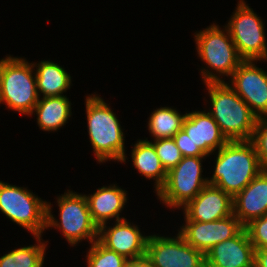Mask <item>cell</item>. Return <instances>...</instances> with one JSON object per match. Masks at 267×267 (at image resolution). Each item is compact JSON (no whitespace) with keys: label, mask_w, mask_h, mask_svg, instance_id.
Instances as JSON below:
<instances>
[{"label":"cell","mask_w":267,"mask_h":267,"mask_svg":"<svg viewBox=\"0 0 267 267\" xmlns=\"http://www.w3.org/2000/svg\"><path fill=\"white\" fill-rule=\"evenodd\" d=\"M208 88L211 107L209 114L214 118L228 141H248L253 136L257 116L250 107L224 80L213 71H201Z\"/></svg>","instance_id":"cell-1"},{"label":"cell","mask_w":267,"mask_h":267,"mask_svg":"<svg viewBox=\"0 0 267 267\" xmlns=\"http://www.w3.org/2000/svg\"><path fill=\"white\" fill-rule=\"evenodd\" d=\"M214 174L208 183L234 197L263 169L254 144L248 141H228L218 150Z\"/></svg>","instance_id":"cell-2"},{"label":"cell","mask_w":267,"mask_h":267,"mask_svg":"<svg viewBox=\"0 0 267 267\" xmlns=\"http://www.w3.org/2000/svg\"><path fill=\"white\" fill-rule=\"evenodd\" d=\"M85 105L89 138L98 162H125V137L116 114L97 95L87 96Z\"/></svg>","instance_id":"cell-3"},{"label":"cell","mask_w":267,"mask_h":267,"mask_svg":"<svg viewBox=\"0 0 267 267\" xmlns=\"http://www.w3.org/2000/svg\"><path fill=\"white\" fill-rule=\"evenodd\" d=\"M34 66L25 59L8 56L0 60V103L30 115L38 103Z\"/></svg>","instance_id":"cell-4"},{"label":"cell","mask_w":267,"mask_h":267,"mask_svg":"<svg viewBox=\"0 0 267 267\" xmlns=\"http://www.w3.org/2000/svg\"><path fill=\"white\" fill-rule=\"evenodd\" d=\"M60 221L52 215L51 204L47 203L46 228L62 229L64 237L70 245L75 246L83 239L92 244L98 240V226L93 222L85 195L68 190L57 198Z\"/></svg>","instance_id":"cell-5"},{"label":"cell","mask_w":267,"mask_h":267,"mask_svg":"<svg viewBox=\"0 0 267 267\" xmlns=\"http://www.w3.org/2000/svg\"><path fill=\"white\" fill-rule=\"evenodd\" d=\"M173 140L183 157H206L228 142L214 118L204 111L187 113Z\"/></svg>","instance_id":"cell-6"},{"label":"cell","mask_w":267,"mask_h":267,"mask_svg":"<svg viewBox=\"0 0 267 267\" xmlns=\"http://www.w3.org/2000/svg\"><path fill=\"white\" fill-rule=\"evenodd\" d=\"M0 210L34 236L47 229V202L26 188L0 181Z\"/></svg>","instance_id":"cell-7"},{"label":"cell","mask_w":267,"mask_h":267,"mask_svg":"<svg viewBox=\"0 0 267 267\" xmlns=\"http://www.w3.org/2000/svg\"><path fill=\"white\" fill-rule=\"evenodd\" d=\"M202 158L187 156L167 172L165 184L156 193L170 208H182L207 185L202 175Z\"/></svg>","instance_id":"cell-8"},{"label":"cell","mask_w":267,"mask_h":267,"mask_svg":"<svg viewBox=\"0 0 267 267\" xmlns=\"http://www.w3.org/2000/svg\"><path fill=\"white\" fill-rule=\"evenodd\" d=\"M243 60H267V43L262 19L243 0L226 26Z\"/></svg>","instance_id":"cell-9"},{"label":"cell","mask_w":267,"mask_h":267,"mask_svg":"<svg viewBox=\"0 0 267 267\" xmlns=\"http://www.w3.org/2000/svg\"><path fill=\"white\" fill-rule=\"evenodd\" d=\"M218 26L213 24L196 33V49L211 71L215 70L220 76H232L244 60L239 56L228 28L225 26V30H221Z\"/></svg>","instance_id":"cell-10"},{"label":"cell","mask_w":267,"mask_h":267,"mask_svg":"<svg viewBox=\"0 0 267 267\" xmlns=\"http://www.w3.org/2000/svg\"><path fill=\"white\" fill-rule=\"evenodd\" d=\"M145 256L155 267H206L205 254L189 245L179 232L176 238L149 236Z\"/></svg>","instance_id":"cell-11"},{"label":"cell","mask_w":267,"mask_h":267,"mask_svg":"<svg viewBox=\"0 0 267 267\" xmlns=\"http://www.w3.org/2000/svg\"><path fill=\"white\" fill-rule=\"evenodd\" d=\"M229 86L250 107L257 118L267 115V72L253 60H244L231 76Z\"/></svg>","instance_id":"cell-12"},{"label":"cell","mask_w":267,"mask_h":267,"mask_svg":"<svg viewBox=\"0 0 267 267\" xmlns=\"http://www.w3.org/2000/svg\"><path fill=\"white\" fill-rule=\"evenodd\" d=\"M185 222L179 233L189 245L204 254L216 244L233 238L244 228L234 214L211 222L190 221L185 216Z\"/></svg>","instance_id":"cell-13"},{"label":"cell","mask_w":267,"mask_h":267,"mask_svg":"<svg viewBox=\"0 0 267 267\" xmlns=\"http://www.w3.org/2000/svg\"><path fill=\"white\" fill-rule=\"evenodd\" d=\"M113 227L106 228V223L98 230V241L111 251L136 259L146 255L149 236H143L137 225H131L126 219L115 221Z\"/></svg>","instance_id":"cell-14"},{"label":"cell","mask_w":267,"mask_h":267,"mask_svg":"<svg viewBox=\"0 0 267 267\" xmlns=\"http://www.w3.org/2000/svg\"><path fill=\"white\" fill-rule=\"evenodd\" d=\"M182 209L190 221L211 222L233 214V197L220 188L207 184Z\"/></svg>","instance_id":"cell-15"},{"label":"cell","mask_w":267,"mask_h":267,"mask_svg":"<svg viewBox=\"0 0 267 267\" xmlns=\"http://www.w3.org/2000/svg\"><path fill=\"white\" fill-rule=\"evenodd\" d=\"M254 247L244 227L236 236L224 240L205 254L206 267H254Z\"/></svg>","instance_id":"cell-16"},{"label":"cell","mask_w":267,"mask_h":267,"mask_svg":"<svg viewBox=\"0 0 267 267\" xmlns=\"http://www.w3.org/2000/svg\"><path fill=\"white\" fill-rule=\"evenodd\" d=\"M233 214L244 227L267 214V168L233 197Z\"/></svg>","instance_id":"cell-17"},{"label":"cell","mask_w":267,"mask_h":267,"mask_svg":"<svg viewBox=\"0 0 267 267\" xmlns=\"http://www.w3.org/2000/svg\"><path fill=\"white\" fill-rule=\"evenodd\" d=\"M126 196L125 190L116 184L98 188L93 195H85L91 218L98 228L111 218H115L116 221L125 219L120 218L119 213L127 202Z\"/></svg>","instance_id":"cell-18"},{"label":"cell","mask_w":267,"mask_h":267,"mask_svg":"<svg viewBox=\"0 0 267 267\" xmlns=\"http://www.w3.org/2000/svg\"><path fill=\"white\" fill-rule=\"evenodd\" d=\"M36 112L37 123L43 131H57L71 116V103L64 95L39 98L32 115Z\"/></svg>","instance_id":"cell-19"},{"label":"cell","mask_w":267,"mask_h":267,"mask_svg":"<svg viewBox=\"0 0 267 267\" xmlns=\"http://www.w3.org/2000/svg\"><path fill=\"white\" fill-rule=\"evenodd\" d=\"M33 66L38 67L35 76L39 98L41 93L43 98L62 96L70 88L71 76L57 63L43 60L38 64L33 63Z\"/></svg>","instance_id":"cell-20"},{"label":"cell","mask_w":267,"mask_h":267,"mask_svg":"<svg viewBox=\"0 0 267 267\" xmlns=\"http://www.w3.org/2000/svg\"><path fill=\"white\" fill-rule=\"evenodd\" d=\"M133 166L146 178L154 179L156 192L165 184L167 171L163 167L154 145L146 140H139L131 153Z\"/></svg>","instance_id":"cell-21"},{"label":"cell","mask_w":267,"mask_h":267,"mask_svg":"<svg viewBox=\"0 0 267 267\" xmlns=\"http://www.w3.org/2000/svg\"><path fill=\"white\" fill-rule=\"evenodd\" d=\"M186 115L179 114L171 107H160L151 113L148 130L155 140L173 138L182 129Z\"/></svg>","instance_id":"cell-22"},{"label":"cell","mask_w":267,"mask_h":267,"mask_svg":"<svg viewBox=\"0 0 267 267\" xmlns=\"http://www.w3.org/2000/svg\"><path fill=\"white\" fill-rule=\"evenodd\" d=\"M37 245L14 249L0 257V267H42L46 244L41 236H34Z\"/></svg>","instance_id":"cell-23"},{"label":"cell","mask_w":267,"mask_h":267,"mask_svg":"<svg viewBox=\"0 0 267 267\" xmlns=\"http://www.w3.org/2000/svg\"><path fill=\"white\" fill-rule=\"evenodd\" d=\"M128 259L103 246L98 240L90 246L87 267H125Z\"/></svg>","instance_id":"cell-24"},{"label":"cell","mask_w":267,"mask_h":267,"mask_svg":"<svg viewBox=\"0 0 267 267\" xmlns=\"http://www.w3.org/2000/svg\"><path fill=\"white\" fill-rule=\"evenodd\" d=\"M151 143L154 145L156 153L167 172L182 160L183 156L173 138L157 139Z\"/></svg>","instance_id":"cell-25"},{"label":"cell","mask_w":267,"mask_h":267,"mask_svg":"<svg viewBox=\"0 0 267 267\" xmlns=\"http://www.w3.org/2000/svg\"><path fill=\"white\" fill-rule=\"evenodd\" d=\"M250 141L255 146L261 165L267 168V115L257 119L256 127Z\"/></svg>","instance_id":"cell-26"},{"label":"cell","mask_w":267,"mask_h":267,"mask_svg":"<svg viewBox=\"0 0 267 267\" xmlns=\"http://www.w3.org/2000/svg\"><path fill=\"white\" fill-rule=\"evenodd\" d=\"M255 250L267 249V214L245 226Z\"/></svg>","instance_id":"cell-27"},{"label":"cell","mask_w":267,"mask_h":267,"mask_svg":"<svg viewBox=\"0 0 267 267\" xmlns=\"http://www.w3.org/2000/svg\"><path fill=\"white\" fill-rule=\"evenodd\" d=\"M254 267H267V249L254 251Z\"/></svg>","instance_id":"cell-28"},{"label":"cell","mask_w":267,"mask_h":267,"mask_svg":"<svg viewBox=\"0 0 267 267\" xmlns=\"http://www.w3.org/2000/svg\"><path fill=\"white\" fill-rule=\"evenodd\" d=\"M125 267H155V266L151 264V262L146 256H143L136 259H128Z\"/></svg>","instance_id":"cell-29"}]
</instances>
